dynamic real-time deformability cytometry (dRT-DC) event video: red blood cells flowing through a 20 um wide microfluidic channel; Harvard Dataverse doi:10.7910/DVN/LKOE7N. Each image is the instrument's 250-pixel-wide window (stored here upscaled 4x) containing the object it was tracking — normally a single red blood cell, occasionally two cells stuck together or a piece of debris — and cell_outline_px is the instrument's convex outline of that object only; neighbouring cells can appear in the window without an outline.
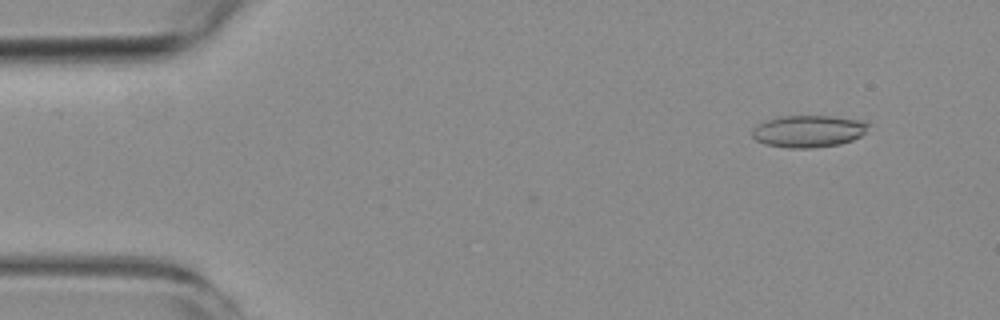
{"species": "common noctule bat (a hibernating species)", "species_latin": "Nyctalus noctula", "temperature_condition": "room temperature", "stored_images_in_passage": 2, "camera_frame_rate_fps": 3000, "um_per_image_px": 0.085, "animal": {"sex": "female", "body_mass_g": 19.3, "forearm_length_mm": 54.1}, "frame": {"image": 1, "passage_image": 2, "time_ms": 1.333, "image_size_px": [1000, 320], "cell_outline_px": [[868, 124], [864, 132], [860, 136], [852, 140], [840, 144], [808, 148], [788, 148], [764, 144], [756, 140], [752, 136], [752, 128], [756, 124], [768, 120], [784, 116], [832, 116], [860, 120]], "centroid_in_image_um": [68.67, 11.16], "position_along_channel_um": 16.3, "area_um2": 21.5}}